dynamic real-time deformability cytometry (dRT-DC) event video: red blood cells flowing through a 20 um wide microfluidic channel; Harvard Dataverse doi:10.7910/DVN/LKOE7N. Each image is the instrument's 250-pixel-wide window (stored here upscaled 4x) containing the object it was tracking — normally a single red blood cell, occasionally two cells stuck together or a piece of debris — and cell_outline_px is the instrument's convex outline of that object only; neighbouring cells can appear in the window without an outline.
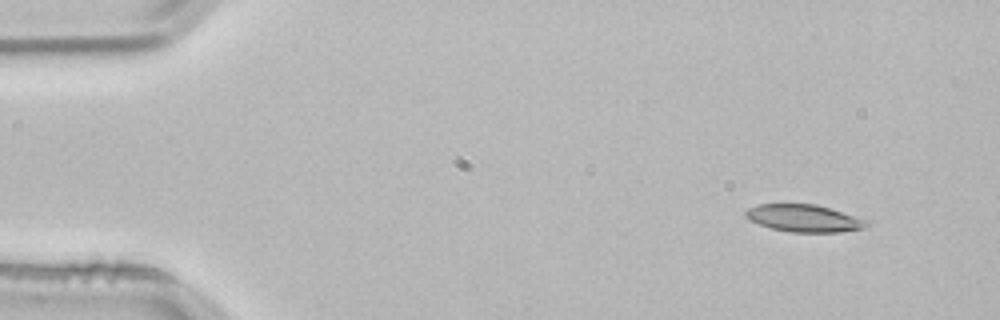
{"species": "common noctule bat (a hibernating species)", "species_latin": "Nyctalus noctula", "temperature_condition": "room temperature", "stored_images_in_passage": 3, "camera_frame_rate_fps": 3000, "um_per_image_px": 0.085, "animal": {"sex": "male", "body_mass_g": 21.5, "forearm_length_mm": 52.0}, "frame": {"image": 1, "passage_image": 1, "time_ms": 0.0, "image_size_px": [1000, 320], "cell_outline_px": [[872, 224], [864, 228], [840, 232], [792, 232], [772, 228], [748, 220], [744, 216], [744, 212], [748, 208], [756, 204], [816, 204], [872, 220]], "centroid_in_image_um": [68.4, 18.54], "position_along_channel_um": 16.6, "area_um2": 19.59}}